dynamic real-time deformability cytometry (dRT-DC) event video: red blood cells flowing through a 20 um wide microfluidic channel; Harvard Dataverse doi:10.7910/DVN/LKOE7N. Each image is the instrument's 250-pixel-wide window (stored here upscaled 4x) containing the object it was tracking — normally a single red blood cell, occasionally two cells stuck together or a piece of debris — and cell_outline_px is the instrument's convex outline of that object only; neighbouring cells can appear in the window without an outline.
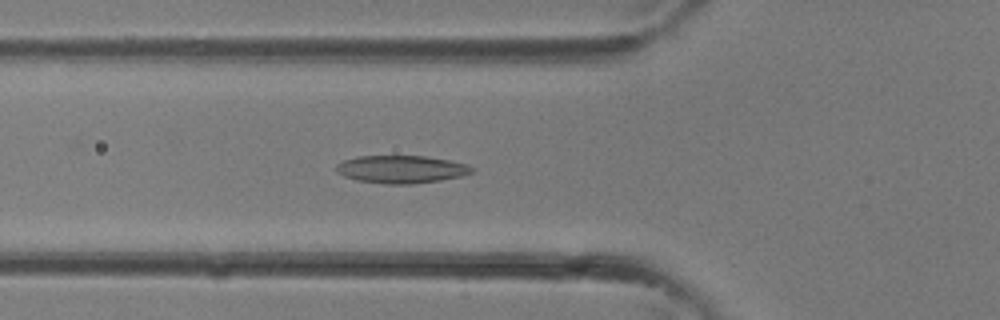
{"species": "common noctule bat (a hibernating species)", "species_latin": "Nyctalus noctula", "temperature_condition": "room temperature", "stored_images_in_passage": 33, "camera_frame_rate_fps": 3000, "um_per_image_px": 0.085, "animal": {"sex": "female"}, "frame": {"image": 1, "passage_image": 11, "time_ms": 3.333, "image_size_px": [1000, 320], "cell_outline_px": [[472, 172], [460, 176], [440, 180], [412, 184], [384, 184], [356, 180], [344, 176], [336, 172], [336, 164], [344, 160], [356, 156], [424, 156], [448, 160], [464, 164], [472, 168]], "centroid_in_image_um": [34.03, 14.39], "position_along_channel_um": 91.8, "area_um2": 21.73}}
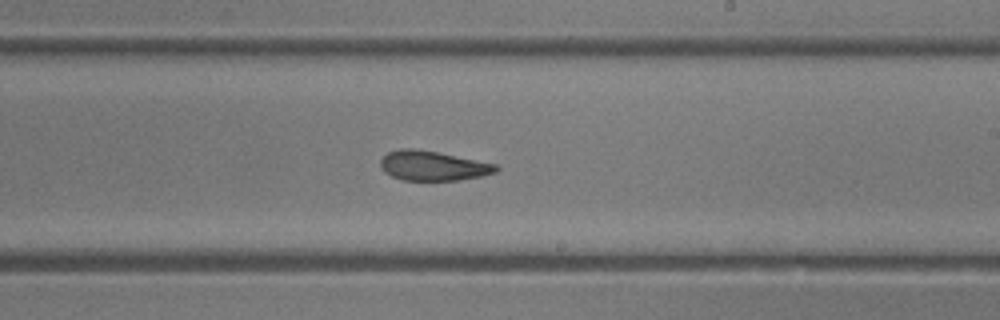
{"frame": {"image": 2, "passage_image": 19, "time_ms": 6.0, "image_size_px": [1000, 320], "cell_outline_px": [[500, 168], [496, 172], [480, 176], [460, 180], [400, 180], [384, 172], [380, 168], [380, 160], [388, 152], [400, 148], [416, 148], [496, 164]], "centroid_in_image_um": [36.75, 14.09], "position_along_channel_um": 252.2, "area_um2": 19.94}}
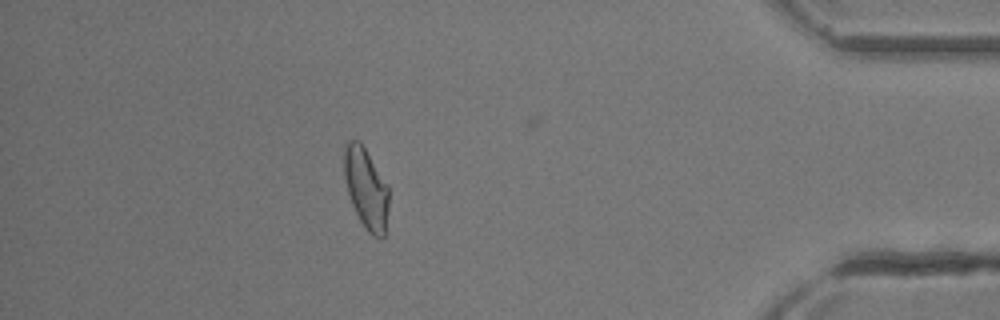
{"frame": {"image": 3, "passage_image": 29, "time_ms": 9.333, "image_size_px": [1000, 320], "cell_outline_px": [[388, 208], [384, 236], [372, 236], [364, 228], [352, 204], [348, 192], [344, 176], [344, 148], [348, 140], [360, 140], [388, 184]], "centroid_in_image_um": [31.12, 15.98], "position_along_channel_um": 404.1, "area_um2": 20.98}}